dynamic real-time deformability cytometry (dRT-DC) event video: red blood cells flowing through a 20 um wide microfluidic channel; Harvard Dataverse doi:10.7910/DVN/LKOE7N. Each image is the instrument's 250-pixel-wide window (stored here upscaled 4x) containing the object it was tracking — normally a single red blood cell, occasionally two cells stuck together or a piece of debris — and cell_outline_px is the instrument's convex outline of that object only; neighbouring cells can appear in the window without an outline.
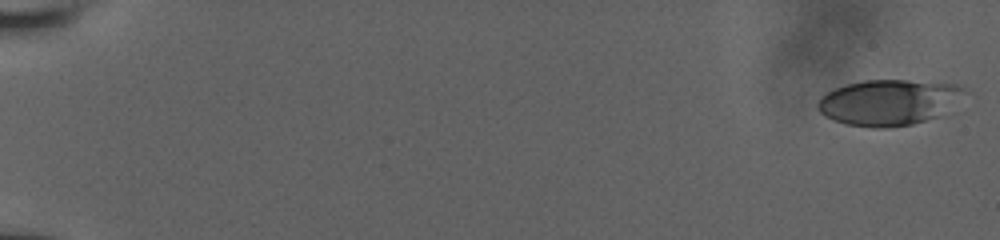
{"species": "human", "species_latin": "Homo sapiens", "temperature_condition": "room temperature", "stored_images_in_passage": 20, "camera_frame_rate_fps": 3000, "um_per_image_px": 0.085, "donor": {"sex": "male"}, "frame": {"image": 1, "passage_image": 1, "time_ms": 0.0, "image_size_px": [1000, 240], "cell_outline_px": [[968, 92], [936, 116], [912, 124], [888, 128], [872, 128], [848, 124], [824, 116], [816, 108], [816, 104], [820, 96], [836, 88], [848, 84], [864, 80], [908, 80], [956, 84], [964, 88]], "centroid_in_image_um": [75.49, 8.69], "position_along_channel_um": 9.5, "area_um2": 38.73}}
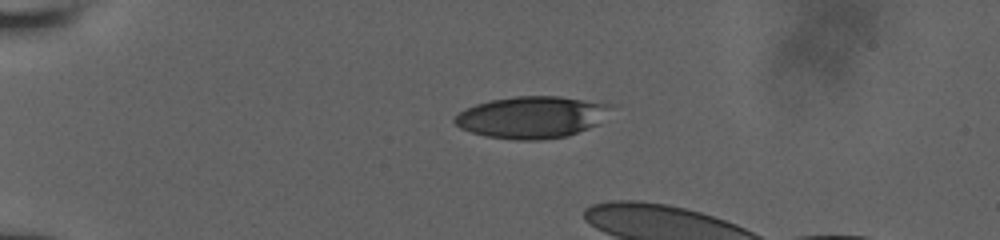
{"frame": {"image": 2, "passage_image": 15, "time_ms": 4.667, "image_size_px": [1000, 240], "cell_outline_px": [[616, 104], [596, 124], [588, 128], [568, 136], [540, 140], [516, 140], [488, 136], [472, 132], [460, 128], [452, 120], [460, 112], [476, 104], [492, 100], [516, 96], [560, 96]], "centroid_in_image_um": [45.23, 9.95], "position_along_channel_um": 39.8, "area_um2": 37.92}}